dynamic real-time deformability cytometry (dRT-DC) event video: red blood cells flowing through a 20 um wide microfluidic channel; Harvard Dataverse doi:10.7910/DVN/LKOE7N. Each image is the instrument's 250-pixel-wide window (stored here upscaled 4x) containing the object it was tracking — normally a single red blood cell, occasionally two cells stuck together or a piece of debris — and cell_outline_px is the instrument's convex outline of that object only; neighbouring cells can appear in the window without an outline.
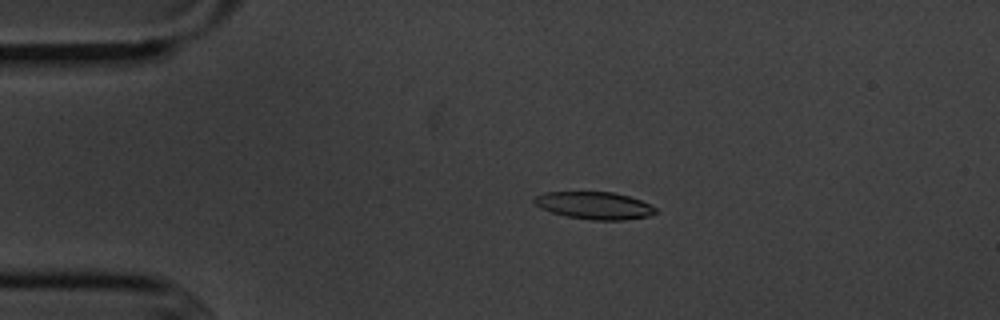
{"species": "common noctule bat (a hibernating species)", "species_latin": "Nyctalus noctula", "temperature_condition": "cold", "stored_images_in_passage": 47, "camera_frame_rate_fps": 3000, "um_per_image_px": 0.085, "animal": {"sex": "male", "body_mass_g": 20.1, "forearm_length_mm": 53.5}, "frame": {"image": 1, "passage_image": 3, "time_ms": 0.667, "image_size_px": [1000, 320], "cell_outline_px": [[656, 212], [652, 216], [624, 220], [592, 220], [568, 216], [552, 212], [540, 208], [532, 200], [536, 196], [544, 192], [612, 192], [628, 196], [640, 200], [656, 208]], "centroid_in_image_um": [50.53, 17.47], "position_along_channel_um": 34.5, "area_um2": 19.25}}
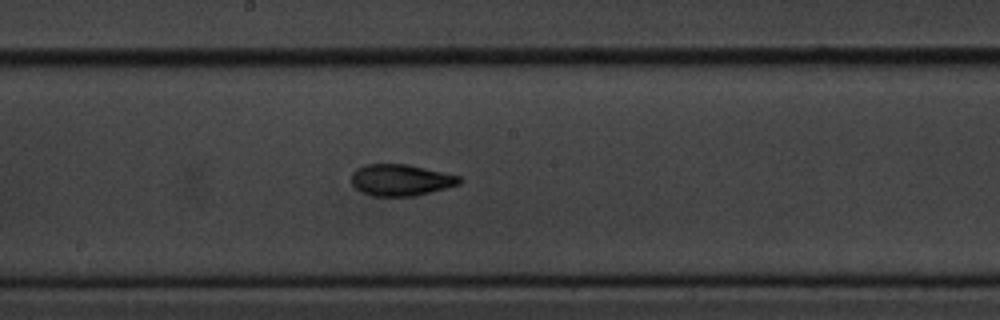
{"frame": {"image": 2, "passage_image": 21, "time_ms": 6.667, "image_size_px": [1000, 320], "cell_outline_px": [[464, 180], [460, 184], [416, 196], [372, 196], [360, 192], [352, 184], [352, 172], [356, 168], [364, 164], [408, 164], [460, 176]], "centroid_in_image_um": [34.06, 15.3], "position_along_channel_um": 214.1, "area_um2": 20.0}}
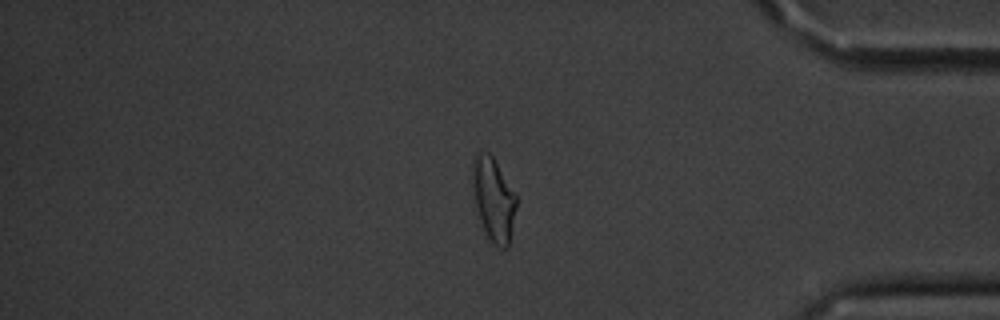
{"frame": {"image": 3, "passage_image": 38, "time_ms": 12.333, "image_size_px": [1000, 320], "cell_outline_px": [[516, 208], [508, 248], [500, 248], [492, 244], [484, 232], [472, 204], [472, 160], [476, 152], [488, 152], [492, 156], [516, 192]], "centroid_in_image_um": [41.9, 16.95], "position_along_channel_um": 393.3, "area_um2": 22.08}, "authors_computed_cell_mechanics": {"area_um2": 19.8832, "velocity_mm_per_s": 3.6193, "shape_relaxation_time_tau1_ms": 4.3353, "shape_relaxation_time_tau2_ms": 2.0417, "deformation_change_tau1": 0.1473, "deformation_change_tau2": 0.0907}}